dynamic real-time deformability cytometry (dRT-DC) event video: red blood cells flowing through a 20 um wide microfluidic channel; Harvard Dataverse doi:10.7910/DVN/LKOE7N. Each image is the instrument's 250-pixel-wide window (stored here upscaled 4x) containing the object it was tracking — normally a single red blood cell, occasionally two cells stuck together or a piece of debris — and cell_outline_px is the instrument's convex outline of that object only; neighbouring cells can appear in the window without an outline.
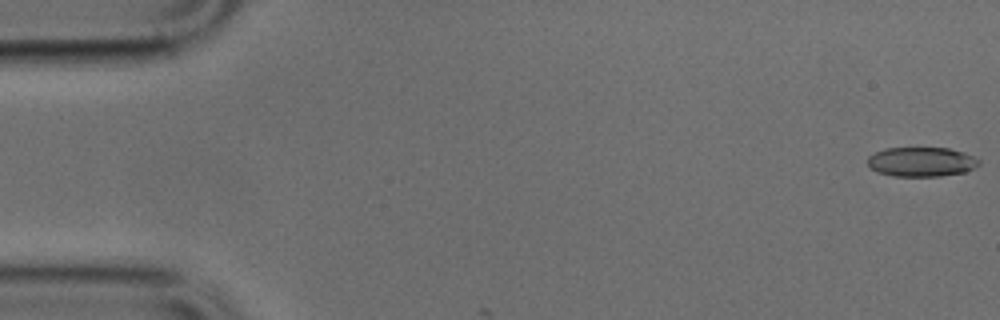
{"species": "common noctule bat (a hibernating species)", "species_latin": "Nyctalus noctula", "temperature_condition": "cold", "stored_images_in_passage": 4, "camera_frame_rate_fps": 3000, "um_per_image_px": 0.085, "animal": {"sex": "male", "body_mass_g": 17.9, "forearm_length_mm": 54.2}, "frame": {"image": 1, "passage_image": 1, "time_ms": 0.0, "image_size_px": [1000, 320], "cell_outline_px": [[980, 164], [964, 172], [940, 176], [896, 176], [876, 172], [868, 164], [868, 156], [884, 148], [948, 148], [964, 152], [980, 160]], "centroid_in_image_um": [78.31, 13.75], "position_along_channel_um": 6.7, "area_um2": 19.02}}